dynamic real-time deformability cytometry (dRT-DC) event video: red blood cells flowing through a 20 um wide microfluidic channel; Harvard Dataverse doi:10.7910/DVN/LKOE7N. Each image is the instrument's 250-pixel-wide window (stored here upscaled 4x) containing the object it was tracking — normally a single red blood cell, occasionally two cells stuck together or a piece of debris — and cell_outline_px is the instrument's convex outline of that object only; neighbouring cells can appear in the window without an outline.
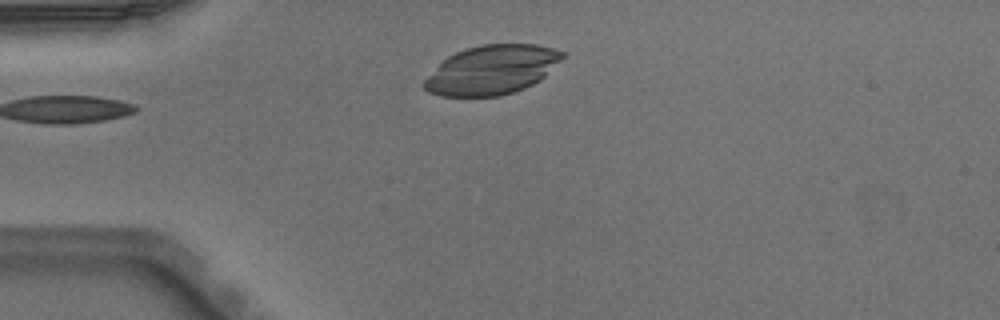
{"species": "Egyptian fruit bat (a non-hibernating species)", "species_latin": "Rousettus aegyptiacus", "temperature_condition": "warm", "stored_images_in_passage": 2, "camera_frame_rate_fps": 3000, "um_per_image_px": 0.085, "animal": {"sex": "male"}, "frame": {"image": 1, "passage_image": 2, "time_ms": 0.333, "image_size_px": [1000, 320], "cell_outline_px": [[564, 56], [540, 80], [524, 88], [500, 96], [440, 96], [428, 92], [420, 84], [448, 56], [456, 52], [480, 44], [536, 44], [552, 48], [564, 52]], "centroid_in_image_um": [41.78, 5.94], "position_along_channel_um": 43.2, "area_um2": 39.25}}